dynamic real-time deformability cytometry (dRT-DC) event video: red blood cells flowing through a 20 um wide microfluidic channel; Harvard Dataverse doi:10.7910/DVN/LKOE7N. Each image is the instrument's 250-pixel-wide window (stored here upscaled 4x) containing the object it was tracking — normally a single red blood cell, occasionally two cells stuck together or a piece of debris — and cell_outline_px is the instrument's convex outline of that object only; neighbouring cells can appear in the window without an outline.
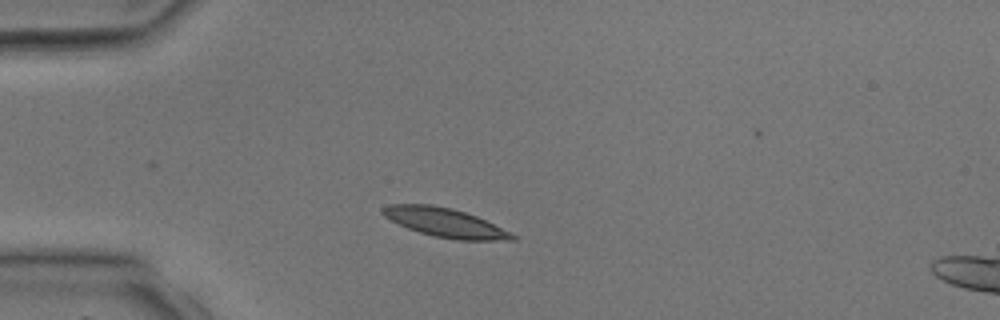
{"species": "common noctule bat (a hibernating species)", "species_latin": "Nyctalus noctula", "temperature_condition": "room temperature", "stored_images_in_passage": 2, "segment_of_instrument_passage": [1, 2], "camera_frame_rate_fps": 3000, "um_per_image_px": 0.085, "animal": {"sex": "male", "body_mass_g": 17.9, "forearm_length_mm": 54.2}, "frame": {"image": 1, "passage_image": 1, "time_ms": 0.0, "image_size_px": [1000, 320], "cell_outline_px": [[516, 240], [456, 240], [432, 236], [408, 228], [384, 216], [380, 212], [380, 208], [388, 204], [432, 204], [452, 208], [476, 216], [516, 236]], "centroid_in_image_um": [37.76, 18.91], "position_along_channel_um": 47.2, "area_um2": 21.62}}